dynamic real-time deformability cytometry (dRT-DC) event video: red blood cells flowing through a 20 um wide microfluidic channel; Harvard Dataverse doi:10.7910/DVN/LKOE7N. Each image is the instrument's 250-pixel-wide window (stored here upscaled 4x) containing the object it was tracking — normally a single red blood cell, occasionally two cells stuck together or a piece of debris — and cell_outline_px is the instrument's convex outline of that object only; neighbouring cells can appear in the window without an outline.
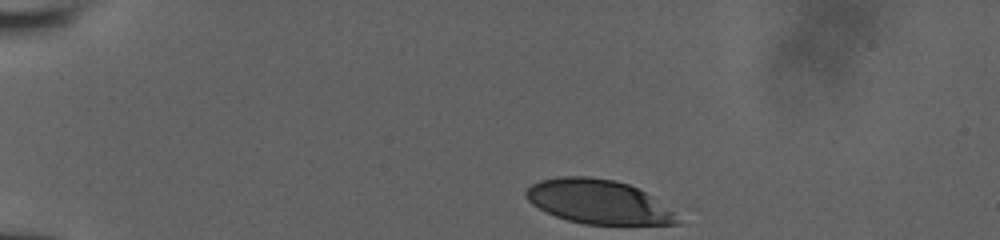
{"species": "human", "species_latin": "Homo sapiens", "temperature_condition": "room temperature", "stored_images_in_passage": 10, "camera_frame_rate_fps": 3000, "um_per_image_px": 0.085, "donor": {"sex": "male"}, "frame": {"image": 1, "passage_image": 1, "time_ms": 0.0, "image_size_px": [1000, 240], "cell_outline_px": [[680, 224], [584, 224], [568, 220], [544, 212], [532, 204], [524, 196], [524, 192], [532, 184], [540, 180], [560, 176], [592, 176], [612, 180], [628, 184], [644, 192], [672, 212], [680, 220]], "centroid_in_image_um": [50.77, 17.14], "position_along_channel_um": 34.2, "area_um2": 38.44}}